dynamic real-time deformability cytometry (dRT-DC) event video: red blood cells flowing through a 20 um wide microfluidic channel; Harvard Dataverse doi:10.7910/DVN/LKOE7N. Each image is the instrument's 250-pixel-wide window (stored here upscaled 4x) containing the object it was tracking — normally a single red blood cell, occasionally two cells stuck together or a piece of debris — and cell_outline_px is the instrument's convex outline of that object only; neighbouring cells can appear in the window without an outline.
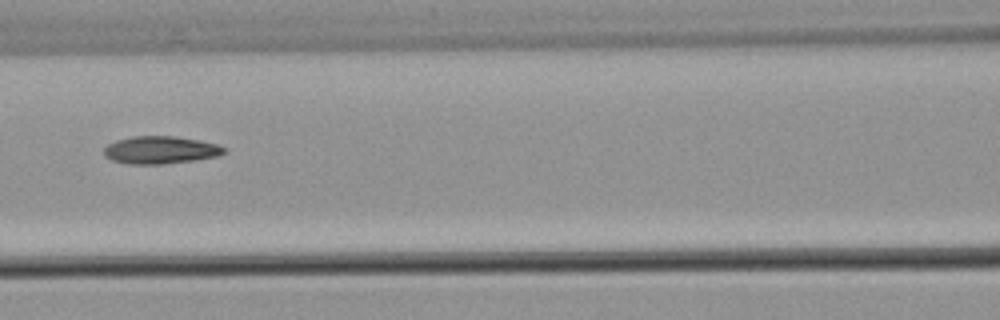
{"species": "common noctule bat (a hibernating species)", "species_latin": "Nyctalus noctula", "temperature_condition": "warm", "stored_images_in_passage": 5, "camera_frame_rate_fps": 3000, "um_per_image_px": 0.085, "animal": {"sex": "male", "body_mass_g": 21.5, "forearm_length_mm": 52.0}, "frame": {"image": 1, "passage_image": 4, "time_ms": 3.667, "image_size_px": [1000, 320], "cell_outline_px": [[224, 152], [216, 156], [196, 160], [160, 164], [128, 164], [112, 160], [104, 156], [104, 148], [108, 144], [116, 140], [132, 136], [176, 136], [200, 140], [216, 144], [224, 148]], "centroid_in_image_um": [13.59, 12.74], "position_along_channel_um": 153.0, "area_um2": 19.25}}